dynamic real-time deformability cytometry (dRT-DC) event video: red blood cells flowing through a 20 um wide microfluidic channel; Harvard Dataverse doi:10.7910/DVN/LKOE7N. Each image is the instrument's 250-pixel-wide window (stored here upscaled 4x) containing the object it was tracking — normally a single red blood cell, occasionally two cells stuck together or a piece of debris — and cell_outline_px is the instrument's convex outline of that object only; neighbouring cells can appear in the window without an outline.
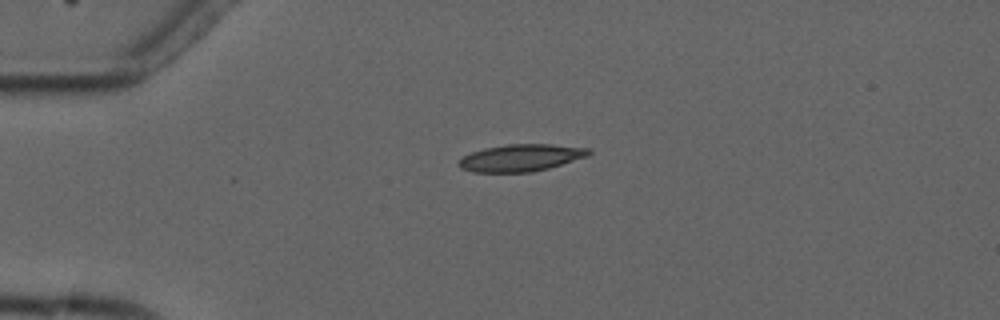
{"species": "common noctule bat (a hibernating species)", "species_latin": "Nyctalus noctula", "temperature_condition": "cold", "stored_images_in_passage": 5, "camera_frame_rate_fps": 3000, "um_per_image_px": 0.085, "animal": {"sex": "male", "forearm_length_mm": 52.5}, "frame": {"image": 1, "passage_image": 4, "time_ms": 3.667, "image_size_px": [1000, 320], "cell_outline_px": [[592, 152], [588, 156], [548, 168], [532, 172], [472, 172], [460, 168], [456, 164], [464, 156], [472, 152], [484, 148], [508, 144], [552, 144], [592, 148]], "centroid_in_image_um": [44.29, 13.41], "position_along_channel_um": 40.7, "area_um2": 20.58}}